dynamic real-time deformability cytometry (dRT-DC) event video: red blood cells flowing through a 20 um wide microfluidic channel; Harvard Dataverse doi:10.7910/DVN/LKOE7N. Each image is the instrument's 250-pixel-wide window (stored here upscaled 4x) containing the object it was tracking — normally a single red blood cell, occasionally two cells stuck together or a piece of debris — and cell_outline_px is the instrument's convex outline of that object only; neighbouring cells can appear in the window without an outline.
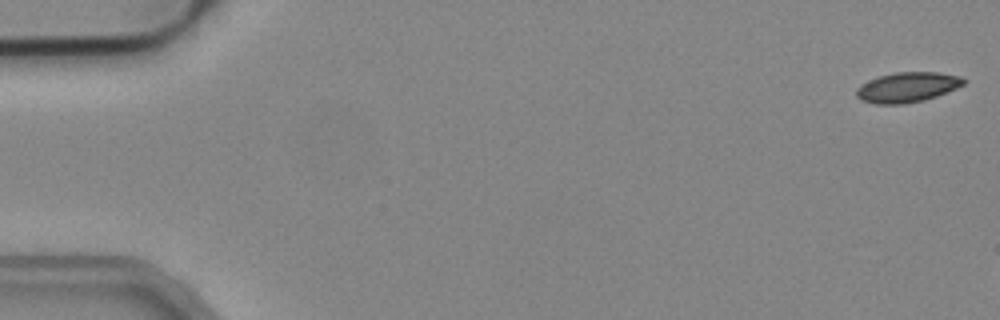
{"species": "common noctule bat (a hibernating species)", "species_latin": "Nyctalus noctula", "temperature_condition": "cold", "stored_images_in_passage": 7, "camera_frame_rate_fps": 3000, "um_per_image_px": 0.085, "animal": {"sex": "male", "body_mass_g": 19.2, "forearm_length_mm": 51.8}, "frame": {"image": 1, "passage_image": 1, "time_ms": 0.0, "image_size_px": [1000, 320], "cell_outline_px": [[964, 84], [956, 88], [936, 96], [924, 100], [904, 104], [876, 104], [860, 100], [856, 96], [856, 88], [860, 84], [868, 80], [880, 76], [896, 72], [936, 72], [960, 76], [964, 80]], "centroid_in_image_um": [77.07, 7.42], "position_along_channel_um": 7.9, "area_um2": 18.73}}